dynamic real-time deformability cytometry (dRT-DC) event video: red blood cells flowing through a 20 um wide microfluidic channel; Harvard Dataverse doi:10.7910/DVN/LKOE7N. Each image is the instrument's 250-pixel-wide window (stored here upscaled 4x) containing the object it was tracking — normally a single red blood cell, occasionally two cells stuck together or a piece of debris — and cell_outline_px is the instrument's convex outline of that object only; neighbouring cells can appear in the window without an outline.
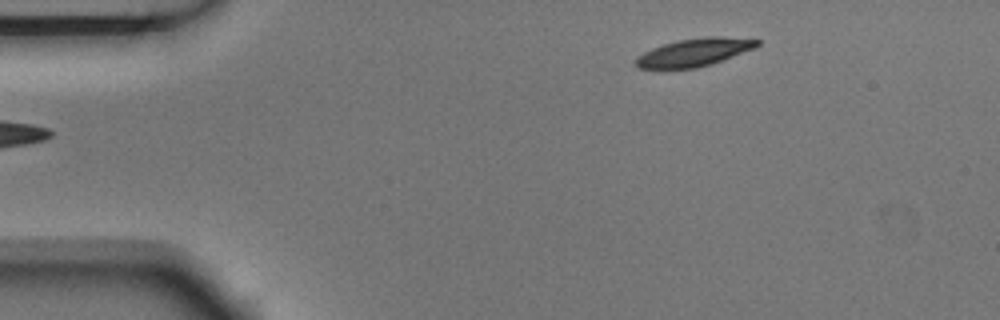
{"species": "Egyptian fruit bat (a non-hibernating species)", "species_latin": "Rousettus aegyptiacus", "temperature_condition": "room temperature", "stored_images_in_passage": 3, "camera_frame_rate_fps": 3000, "um_per_image_px": 0.085, "animal": {"sex": "male"}, "frame": {"image": 1, "passage_image": 1, "time_ms": 0.0, "image_size_px": [1000, 320], "cell_outline_px": [[760, 44], [756, 48], [712, 64], [696, 68], [640, 68], [632, 60], [644, 52], [652, 48], [676, 40], [708, 36], [720, 36], [760, 40]], "centroid_in_image_um": [59.04, 4.44], "position_along_channel_um": 26.0, "area_um2": 19.71}}